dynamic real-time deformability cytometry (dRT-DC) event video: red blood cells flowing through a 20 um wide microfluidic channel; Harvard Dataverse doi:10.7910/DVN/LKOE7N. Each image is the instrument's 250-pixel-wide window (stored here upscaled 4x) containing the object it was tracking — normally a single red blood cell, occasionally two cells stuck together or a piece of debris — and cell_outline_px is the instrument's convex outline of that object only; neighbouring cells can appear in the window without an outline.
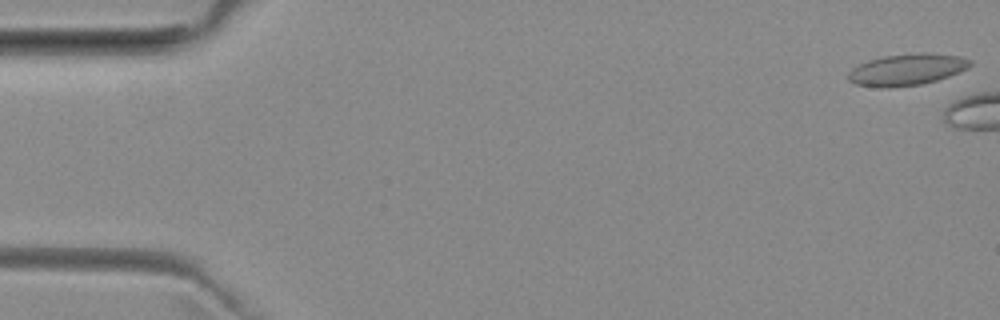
{"species": "common noctule bat (a hibernating species)", "species_latin": "Nyctalus noctula", "temperature_condition": "room temperature", "stored_images_in_passage": 9, "camera_frame_rate_fps": 3000, "um_per_image_px": 0.085, "animal": {"sex": "female", "body_mass_g": 29.2, "forearm_length_mm": 56.3}, "frame": {"image": 1, "passage_image": 1, "time_ms": 0.0, "image_size_px": [1000, 320], "cell_outline_px": [[972, 64], [968, 68], [948, 76], [936, 80], [920, 84], [888, 88], [856, 84], [848, 80], [848, 72], [852, 68], [868, 60], [884, 56], [920, 52], [924, 52], [960, 56], [972, 60]], "centroid_in_image_um": [77.09, 5.9], "position_along_channel_um": 7.9, "area_um2": 22.31}}